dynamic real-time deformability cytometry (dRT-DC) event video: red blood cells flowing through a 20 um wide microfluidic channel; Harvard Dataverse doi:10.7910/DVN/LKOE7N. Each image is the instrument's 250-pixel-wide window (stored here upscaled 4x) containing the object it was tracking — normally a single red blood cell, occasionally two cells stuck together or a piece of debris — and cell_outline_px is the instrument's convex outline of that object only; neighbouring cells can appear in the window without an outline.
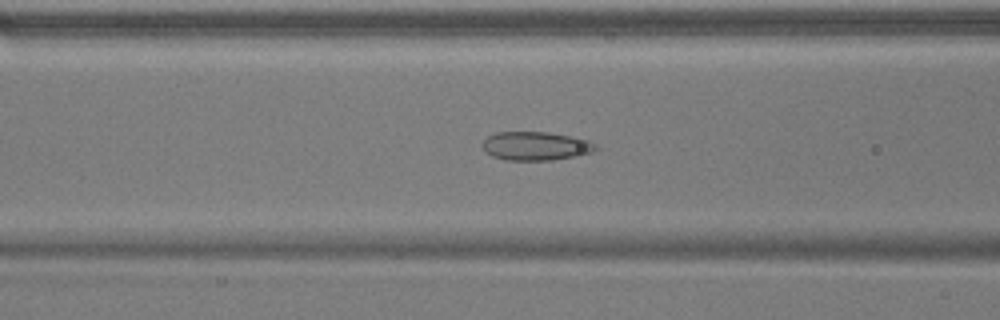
{"species": "common noctule bat (a hibernating species)", "species_latin": "Nyctalus noctula", "temperature_condition": "warm", "stored_images_in_passage": 52, "camera_frame_rate_fps": 3000, "um_per_image_px": 0.085, "animal": {"sex": "male", "body_mass_g": 17.9}, "frame": {"image": 1, "passage_image": 20, "time_ms": 6.333, "image_size_px": [1000, 320], "cell_outline_px": [[600, 148], [592, 152], [576, 156], [552, 160], [504, 160], [492, 156], [484, 152], [480, 144], [488, 136], [496, 132], [548, 132], [588, 140], [596, 144]], "centroid_in_image_um": [45.5, 12.42], "position_along_channel_um": 121.1, "area_um2": 19.07}}
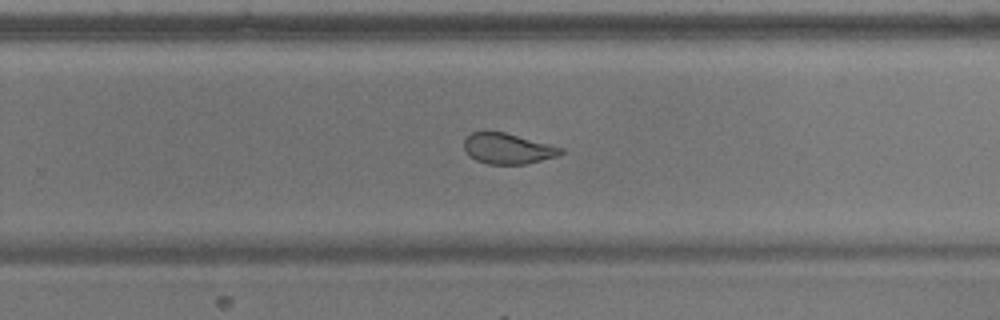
{"frame": {"image": 2, "passage_image": 33, "time_ms": 10.667, "image_size_px": [1000, 320], "cell_outline_px": [[564, 152], [556, 156], [524, 164], [488, 164], [476, 160], [468, 156], [464, 148], [464, 140], [472, 132], [504, 132], [564, 148]], "centroid_in_image_um": [43.13, 12.63], "position_along_channel_um": 286.7, "area_um2": 17.05}}
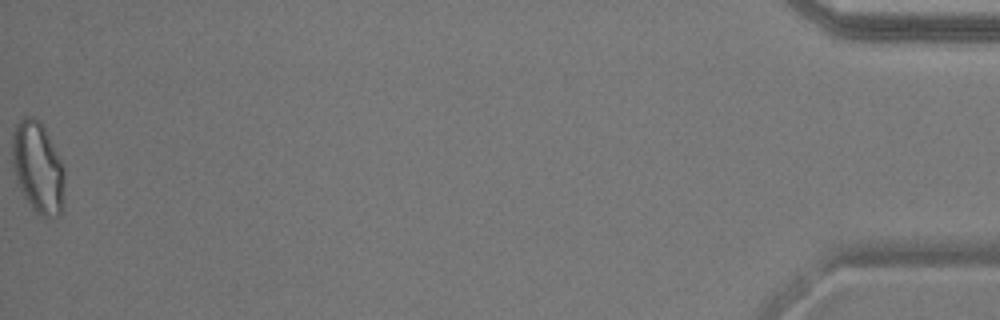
{"frame": {"image": 3, "passage_image": 52, "time_ms": 17.0, "image_size_px": [1000, 320], "cell_outline_px": [[64, 176], [60, 212], [56, 216], [48, 220], [36, 216], [24, 196], [16, 180], [12, 168], [12, 132], [16, 124], [24, 116], [32, 116], [44, 128], [64, 168]], "centroid_in_image_um": [3.17, 14.28], "position_along_channel_um": 432.0, "area_um2": 27.74}, "authors_computed_cell_mechanics": {"area_um2": 21.4727, "velocity_mm_per_s": 3.823, "shape_relaxation_time_tau1_ms": null, "shape_relaxation_time_tau2_ms": 1.0983, "deformation_change_tau1": null, "deformation_change_tau2": 0.0699}}